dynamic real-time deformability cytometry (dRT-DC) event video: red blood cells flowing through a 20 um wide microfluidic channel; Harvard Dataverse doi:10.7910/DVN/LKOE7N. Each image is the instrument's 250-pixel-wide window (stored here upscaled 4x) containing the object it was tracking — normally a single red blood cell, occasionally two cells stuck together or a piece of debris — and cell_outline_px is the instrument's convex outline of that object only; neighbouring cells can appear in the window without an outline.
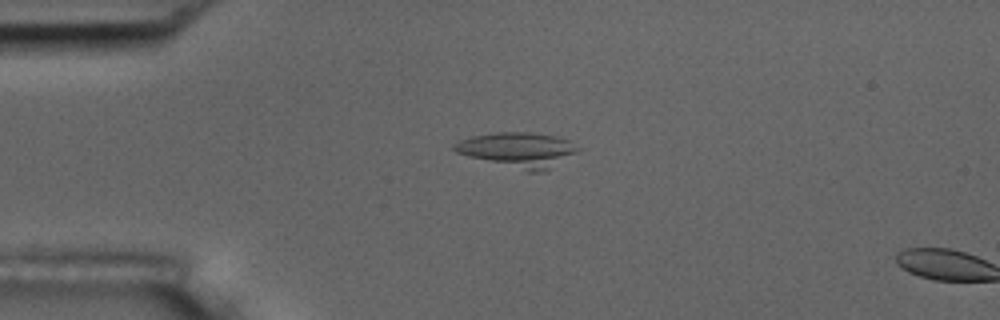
{"species": "common noctule bat (a hibernating species)", "species_latin": "Nyctalus noctula", "temperature_condition": "room temperature", "stored_images_in_passage": 3, "camera_frame_rate_fps": 3000, "um_per_image_px": 0.085, "animal": {"sex": "male", "body_mass_g": 17.5, "forearm_length_mm": 52.3}, "frame": {"image": 1, "passage_image": 2, "time_ms": 1.333, "image_size_px": [1000, 320], "cell_outline_px": [[580, 148], [576, 152], [548, 168], [536, 172], [528, 172], [456, 152], [452, 148], [452, 144], [460, 140], [472, 136], [496, 132], [532, 132], [556, 136], [568, 140]], "centroid_in_image_um": [44.0, 12.7], "position_along_channel_um": 41.0, "area_um2": 24.57}}